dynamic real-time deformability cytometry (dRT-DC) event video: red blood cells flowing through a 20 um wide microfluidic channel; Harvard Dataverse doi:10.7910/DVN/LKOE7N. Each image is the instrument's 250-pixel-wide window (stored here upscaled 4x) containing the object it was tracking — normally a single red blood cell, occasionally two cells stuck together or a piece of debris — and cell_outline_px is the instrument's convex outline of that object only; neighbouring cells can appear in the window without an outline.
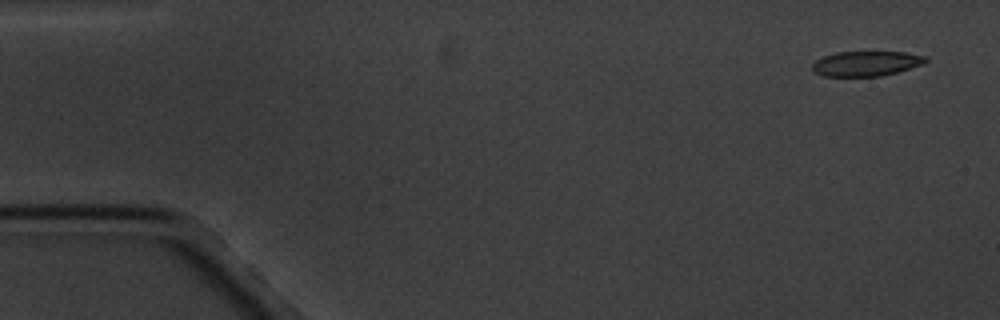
{"species": "common noctule bat (a hibernating species)", "species_latin": "Nyctalus noctula", "temperature_condition": "cold", "stored_images_in_passage": 5, "camera_frame_rate_fps": 3000, "um_per_image_px": 0.085, "animal": {"sex": "male", "body_mass_g": 20.1, "forearm_length_mm": 53.5}, "frame": {"image": 1, "passage_image": 1, "time_ms": 0.0, "image_size_px": [1000, 320], "cell_outline_px": [[928, 60], [924, 64], [896, 72], [880, 76], [824, 76], [812, 72], [812, 64], [816, 60], [824, 56], [836, 52], [904, 52], [928, 56]], "centroid_in_image_um": [73.63, 5.4], "position_along_channel_um": 11.4, "area_um2": 16.53}}
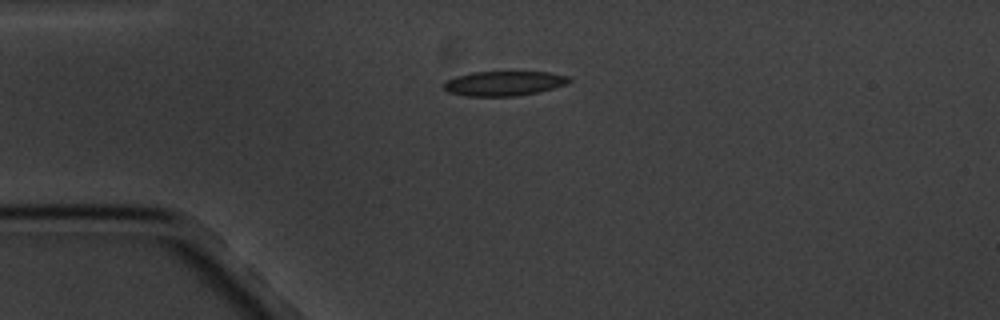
{"frame": {"image": 2, "passage_image": 4, "time_ms": 3.667, "image_size_px": [1000, 320], "cell_outline_px": [[572, 80], [568, 84], [540, 92], [516, 96], [468, 96], [448, 92], [444, 88], [444, 80], [456, 76], [472, 72], [548, 72], [568, 76]], "centroid_in_image_um": [42.85, 7.09], "position_along_channel_um": 42.1, "area_um2": 18.15}}